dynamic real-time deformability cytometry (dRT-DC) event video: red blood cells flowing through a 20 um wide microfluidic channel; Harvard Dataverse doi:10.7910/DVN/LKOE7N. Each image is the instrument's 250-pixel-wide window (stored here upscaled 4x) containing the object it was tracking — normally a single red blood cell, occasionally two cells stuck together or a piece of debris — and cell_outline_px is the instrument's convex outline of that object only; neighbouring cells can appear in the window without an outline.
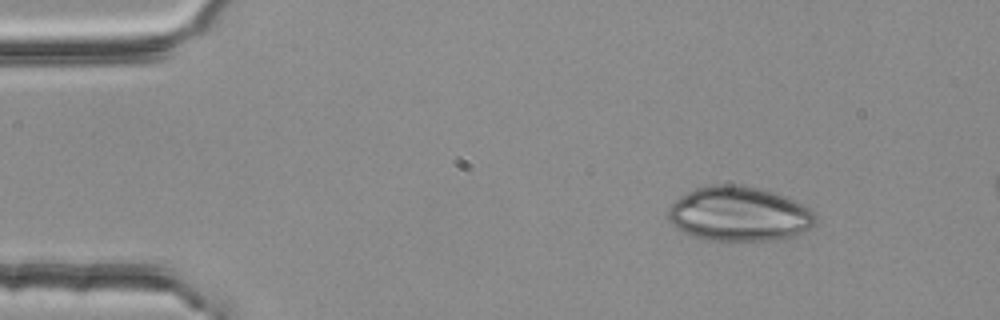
{"species": "common noctule bat (a hibernating species)", "species_latin": "Nyctalus noctula", "temperature_condition": "room temperature", "stored_images_in_passage": 3, "camera_frame_rate_fps": 3000, "um_per_image_px": 0.085, "animal": {"sex": "female", "body_mass_g": 25.1}, "frame": {"image": 1, "passage_image": 1, "time_ms": 0.0, "image_size_px": [1000, 320], "cell_outline_px": [[816, 224], [812, 228], [804, 232], [792, 236], [764, 240], [708, 240], [692, 236], [684, 232], [672, 224], [668, 220], [668, 208], [680, 196], [696, 188], [708, 184], [736, 184], [756, 188], [772, 192], [784, 196], [804, 204], [816, 216]], "centroid_in_image_um": [62.82, 18.18], "position_along_channel_um": 22.2, "area_um2": 46.76}}